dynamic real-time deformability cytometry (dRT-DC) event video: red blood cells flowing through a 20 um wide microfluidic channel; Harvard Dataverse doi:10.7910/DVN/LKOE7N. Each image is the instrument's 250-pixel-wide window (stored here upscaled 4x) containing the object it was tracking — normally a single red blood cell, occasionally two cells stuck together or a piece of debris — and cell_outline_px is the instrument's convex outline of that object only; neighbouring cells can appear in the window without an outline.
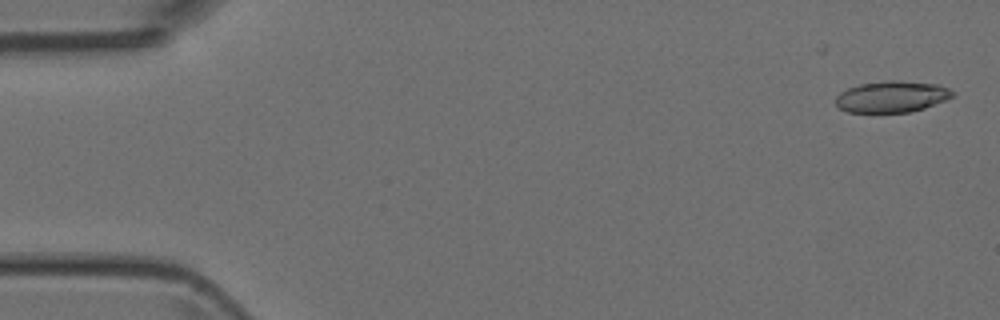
{"species": "Egyptian fruit bat (a non-hibernating species)", "species_latin": "Rousettus aegyptiacus", "temperature_condition": "room temperature", "stored_images_in_passage": 17, "camera_frame_rate_fps": 3000, "um_per_image_px": 0.085, "animal": {"sex": "female"}, "frame": {"image": 1, "passage_image": 2, "time_ms": 0.333, "image_size_px": [1000, 320], "cell_outline_px": [[956, 92], [952, 96], [944, 100], [924, 108], [908, 112], [848, 112], [840, 108], [836, 104], [836, 96], [840, 92], [848, 88], [860, 84], [884, 80], [900, 80], [936, 84], [948, 88]], "centroid_in_image_um": [75.79, 8.2], "position_along_channel_um": 9.2, "area_um2": 21.27}}
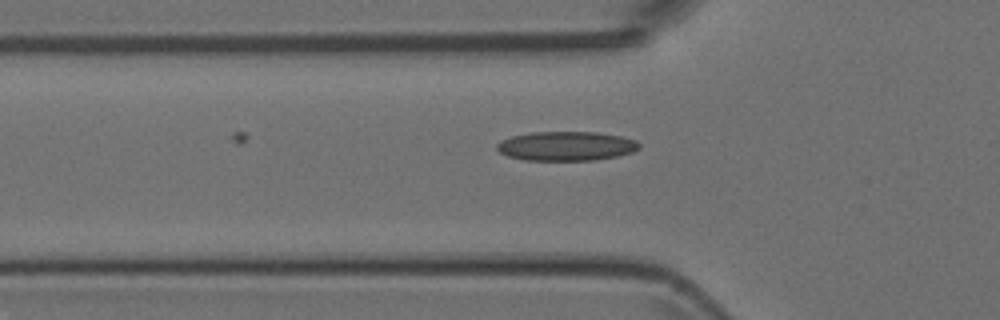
{"frame": {"image": 2, "passage_image": 17, "time_ms": 5.333, "image_size_px": [1000, 320], "cell_outline_px": [[640, 148], [632, 152], [616, 156], [596, 160], [524, 160], [508, 156], [500, 152], [496, 148], [496, 144], [500, 140], [512, 136], [532, 132], [596, 132], [620, 136], [636, 140], [640, 144]], "centroid_in_image_um": [48.12, 12.41], "position_along_channel_um": 77.7, "area_um2": 24.28}}